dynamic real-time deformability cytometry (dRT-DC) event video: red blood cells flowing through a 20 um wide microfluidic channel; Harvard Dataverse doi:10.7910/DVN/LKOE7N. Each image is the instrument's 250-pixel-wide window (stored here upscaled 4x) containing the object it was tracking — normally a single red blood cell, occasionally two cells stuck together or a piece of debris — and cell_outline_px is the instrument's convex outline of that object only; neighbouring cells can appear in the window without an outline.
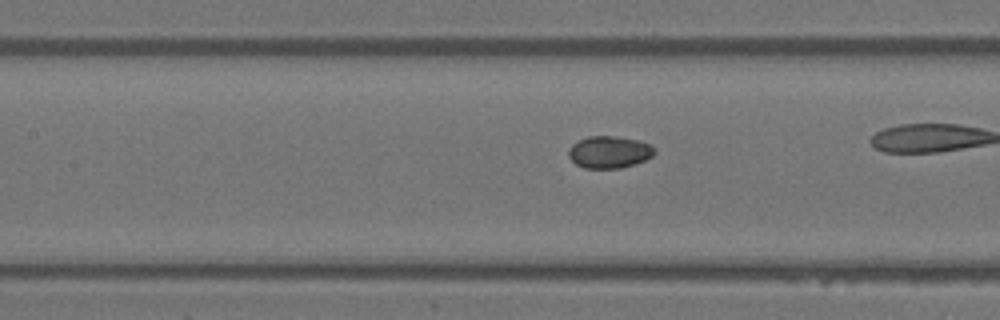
{"species": "Egyptian fruit bat (a non-hibernating species)", "species_latin": "Rousettus aegyptiacus", "temperature_condition": "warm", "stored_images_in_passage": 14, "camera_frame_rate_fps": 3000, "um_per_image_px": 0.085, "animal": {"sex": "female"}, "frame": {"image": 1, "passage_image": 12, "time_ms": 3.667, "image_size_px": [1000, 320], "cell_outline_px": [[656, 152], [652, 156], [644, 160], [620, 168], [584, 168], [576, 164], [568, 156], [568, 148], [572, 144], [588, 136], [616, 136], [640, 140], [656, 148]], "centroid_in_image_um": [51.78, 12.91], "position_along_channel_um": 155.6, "area_um2": 16.07}}